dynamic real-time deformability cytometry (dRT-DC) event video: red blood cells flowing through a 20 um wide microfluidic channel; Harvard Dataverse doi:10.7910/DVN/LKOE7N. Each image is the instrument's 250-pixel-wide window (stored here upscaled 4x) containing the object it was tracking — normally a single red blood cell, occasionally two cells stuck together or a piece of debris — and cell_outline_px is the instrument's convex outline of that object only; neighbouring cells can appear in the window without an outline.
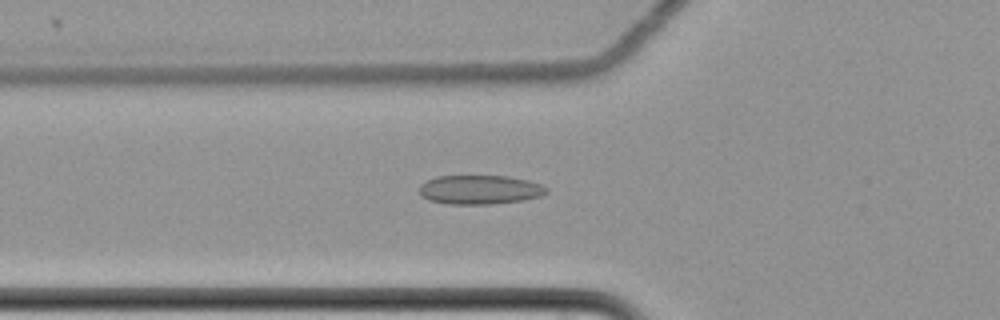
{"species": "common noctule bat (a hibernating species)", "species_latin": "Nyctalus noctula", "temperature_condition": "cold", "stored_images_in_passage": 62, "camera_frame_rate_fps": 3000, "um_per_image_px": 0.085, "animal": {"sex": "female", "body_mass_g": 22.7, "forearm_length_mm": 54.2}, "frame": {"image": 1, "passage_image": 24, "time_ms": 7.667, "image_size_px": [1000, 320], "cell_outline_px": [[548, 192], [540, 196], [524, 200], [492, 204], [448, 204], [428, 200], [420, 196], [420, 184], [436, 176], [508, 176], [528, 180], [540, 184], [548, 188]], "centroid_in_image_um": [40.78, 16.13], "position_along_channel_um": 85.0, "area_um2": 21.68}}
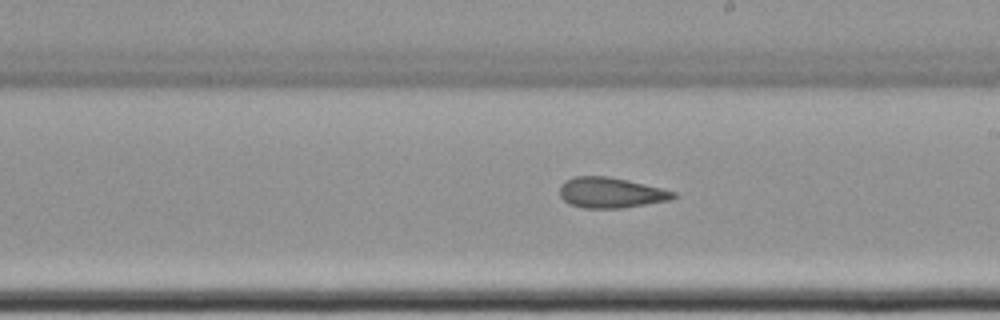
{"frame": {"image": 2, "passage_image": 37, "time_ms": 12.0, "image_size_px": [1000, 320], "cell_outline_px": [[676, 196], [672, 200], [620, 208], [584, 208], [568, 204], [560, 196], [560, 184], [564, 180], [576, 176], [608, 176], [628, 180], [676, 192]], "centroid_in_image_um": [51.89, 16.38], "position_along_channel_um": 237.1, "area_um2": 20.23}}
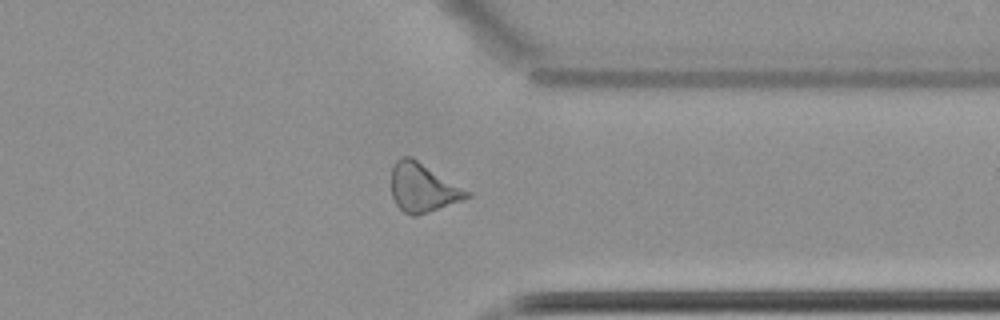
{"frame": {"image": 3, "passage_image": 49, "time_ms": 16.0, "image_size_px": [1000, 320], "cell_outline_px": [[472, 196], [464, 200], [416, 216], [412, 216], [404, 212], [396, 204], [392, 196], [392, 164], [400, 156], [412, 156], [472, 192]], "centroid_in_image_um": [35.96, 15.93], "position_along_channel_um": 375.4, "area_um2": 21.79}, "authors_computed_cell_mechanics": {"area_um2": 21.8484, "velocity_mm_per_s": 3.5105, "shape_relaxation_time_tau1_ms": null, "shape_relaxation_time_tau2_ms": 2.421, "deformation_change_tau1": null, "deformation_change_tau2": 0.0872}}